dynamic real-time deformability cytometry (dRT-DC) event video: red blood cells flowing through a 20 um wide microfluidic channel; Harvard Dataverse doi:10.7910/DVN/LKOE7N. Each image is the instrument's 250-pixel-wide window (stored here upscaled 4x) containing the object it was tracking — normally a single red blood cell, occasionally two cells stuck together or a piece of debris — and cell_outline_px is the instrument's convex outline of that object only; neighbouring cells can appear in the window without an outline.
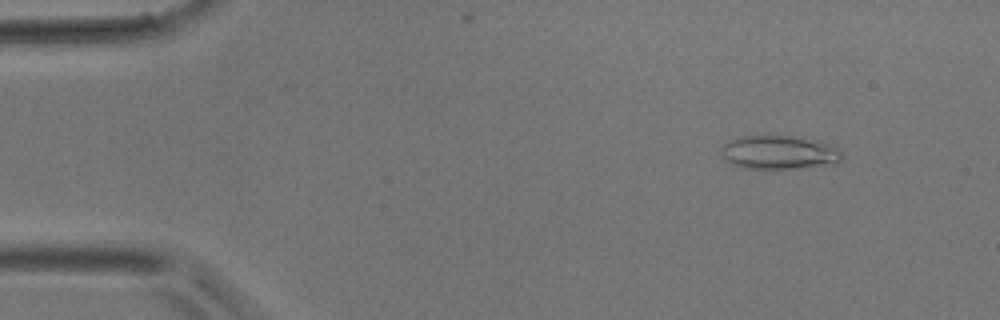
{"species": "common noctule bat (a hibernating species)", "species_latin": "Nyctalus noctula", "temperature_condition": "room temperature", "stored_images_in_passage": 4, "camera_frame_rate_fps": 3000, "um_per_image_px": 0.085, "animal": {"sex": "male", "body_mass_g": 17.9}, "frame": {"image": 1, "passage_image": 2, "time_ms": 0.333, "image_size_px": [1000, 320], "cell_outline_px": [[844, 156], [840, 164], [832, 168], [744, 168], [728, 164], [724, 160], [720, 152], [720, 148], [728, 140], [740, 136], [796, 136], [816, 140], [840, 148]], "centroid_in_image_um": [66.32, 12.98], "position_along_channel_um": 18.7, "area_um2": 24.8}}